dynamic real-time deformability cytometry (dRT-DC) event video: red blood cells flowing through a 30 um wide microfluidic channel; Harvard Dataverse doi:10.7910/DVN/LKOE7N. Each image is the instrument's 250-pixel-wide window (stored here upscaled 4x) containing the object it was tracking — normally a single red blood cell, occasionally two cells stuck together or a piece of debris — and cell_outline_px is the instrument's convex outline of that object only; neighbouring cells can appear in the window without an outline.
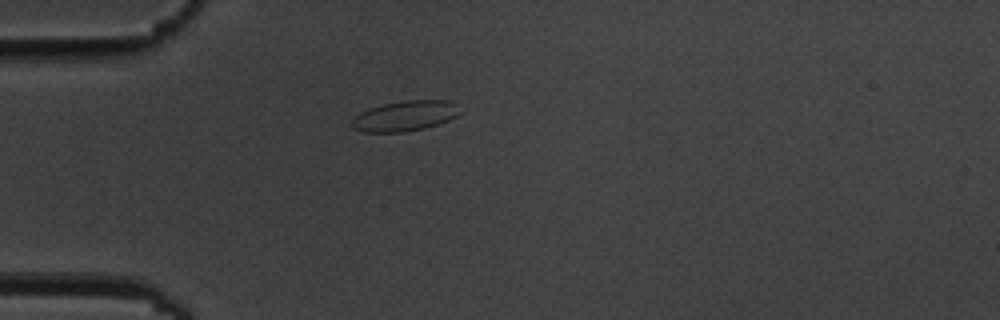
{"species": "common noctule bat (a hibernating species)", "species_latin": "Nyctalus noctula", "temperature_condition": "cold", "stored_images_in_passage": 4, "camera_frame_rate_fps": 3000, "um_per_image_px": 0.085, "animal": {"sex": "male", "body_mass_g": 19.5, "forearm_length_mm": 54.6}, "frame": {"image": 1, "passage_image": 2, "time_ms": 1.333, "image_size_px": [1000, 320], "cell_outline_px": [[464, 112], [448, 120], [424, 128], [404, 132], [364, 132], [352, 128], [352, 120], [360, 112], [368, 108], [384, 104], [404, 100], [452, 100]], "centroid_in_image_um": [34.46, 9.84], "position_along_channel_um": 50.5, "area_um2": 19.19}}